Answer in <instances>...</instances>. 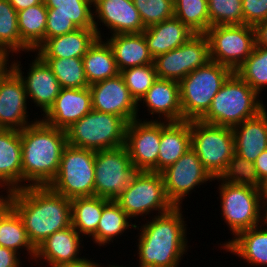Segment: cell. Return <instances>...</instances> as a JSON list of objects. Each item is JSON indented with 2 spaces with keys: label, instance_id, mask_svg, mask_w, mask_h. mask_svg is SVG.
<instances>
[{
  "label": "cell",
  "instance_id": "cell-4",
  "mask_svg": "<svg viewBox=\"0 0 267 267\" xmlns=\"http://www.w3.org/2000/svg\"><path fill=\"white\" fill-rule=\"evenodd\" d=\"M215 180L219 182L221 221L226 223L232 238L261 224L263 202L256 184L241 175Z\"/></svg>",
  "mask_w": 267,
  "mask_h": 267
},
{
  "label": "cell",
  "instance_id": "cell-6",
  "mask_svg": "<svg viewBox=\"0 0 267 267\" xmlns=\"http://www.w3.org/2000/svg\"><path fill=\"white\" fill-rule=\"evenodd\" d=\"M191 148L213 179L235 176L232 127L191 121Z\"/></svg>",
  "mask_w": 267,
  "mask_h": 267
},
{
  "label": "cell",
  "instance_id": "cell-24",
  "mask_svg": "<svg viewBox=\"0 0 267 267\" xmlns=\"http://www.w3.org/2000/svg\"><path fill=\"white\" fill-rule=\"evenodd\" d=\"M0 188L22 189V147L18 130L0 128Z\"/></svg>",
  "mask_w": 267,
  "mask_h": 267
},
{
  "label": "cell",
  "instance_id": "cell-3",
  "mask_svg": "<svg viewBox=\"0 0 267 267\" xmlns=\"http://www.w3.org/2000/svg\"><path fill=\"white\" fill-rule=\"evenodd\" d=\"M22 188L48 186L57 175L67 145L66 130L45 123L41 117L20 131Z\"/></svg>",
  "mask_w": 267,
  "mask_h": 267
},
{
  "label": "cell",
  "instance_id": "cell-53",
  "mask_svg": "<svg viewBox=\"0 0 267 267\" xmlns=\"http://www.w3.org/2000/svg\"><path fill=\"white\" fill-rule=\"evenodd\" d=\"M261 224L267 229V201L262 203Z\"/></svg>",
  "mask_w": 267,
  "mask_h": 267
},
{
  "label": "cell",
  "instance_id": "cell-37",
  "mask_svg": "<svg viewBox=\"0 0 267 267\" xmlns=\"http://www.w3.org/2000/svg\"><path fill=\"white\" fill-rule=\"evenodd\" d=\"M174 17L195 34H205L210 28L208 0H174Z\"/></svg>",
  "mask_w": 267,
  "mask_h": 267
},
{
  "label": "cell",
  "instance_id": "cell-9",
  "mask_svg": "<svg viewBox=\"0 0 267 267\" xmlns=\"http://www.w3.org/2000/svg\"><path fill=\"white\" fill-rule=\"evenodd\" d=\"M115 201L132 220L135 219V223H138L139 217L143 221L174 207L166 196L161 173L153 171H137L130 185Z\"/></svg>",
  "mask_w": 267,
  "mask_h": 267
},
{
  "label": "cell",
  "instance_id": "cell-11",
  "mask_svg": "<svg viewBox=\"0 0 267 267\" xmlns=\"http://www.w3.org/2000/svg\"><path fill=\"white\" fill-rule=\"evenodd\" d=\"M209 40L210 60L235 72L253 52L255 30L250 25L211 26L205 33Z\"/></svg>",
  "mask_w": 267,
  "mask_h": 267
},
{
  "label": "cell",
  "instance_id": "cell-26",
  "mask_svg": "<svg viewBox=\"0 0 267 267\" xmlns=\"http://www.w3.org/2000/svg\"><path fill=\"white\" fill-rule=\"evenodd\" d=\"M191 148V121H160V147L157 172L174 164Z\"/></svg>",
  "mask_w": 267,
  "mask_h": 267
},
{
  "label": "cell",
  "instance_id": "cell-30",
  "mask_svg": "<svg viewBox=\"0 0 267 267\" xmlns=\"http://www.w3.org/2000/svg\"><path fill=\"white\" fill-rule=\"evenodd\" d=\"M127 213L119 206L115 200H108L104 198V208L98 223L97 231L90 237V241L99 247H108L107 245L118 241V238L124 236L128 231L135 228L136 223ZM120 236V237H119Z\"/></svg>",
  "mask_w": 267,
  "mask_h": 267
},
{
  "label": "cell",
  "instance_id": "cell-28",
  "mask_svg": "<svg viewBox=\"0 0 267 267\" xmlns=\"http://www.w3.org/2000/svg\"><path fill=\"white\" fill-rule=\"evenodd\" d=\"M119 72L137 66L154 64L143 33L116 34L106 37Z\"/></svg>",
  "mask_w": 267,
  "mask_h": 267
},
{
  "label": "cell",
  "instance_id": "cell-49",
  "mask_svg": "<svg viewBox=\"0 0 267 267\" xmlns=\"http://www.w3.org/2000/svg\"><path fill=\"white\" fill-rule=\"evenodd\" d=\"M8 1L17 12L27 9L30 6L43 3V0H8Z\"/></svg>",
  "mask_w": 267,
  "mask_h": 267
},
{
  "label": "cell",
  "instance_id": "cell-36",
  "mask_svg": "<svg viewBox=\"0 0 267 267\" xmlns=\"http://www.w3.org/2000/svg\"><path fill=\"white\" fill-rule=\"evenodd\" d=\"M47 15H63L78 28L94 29L92 0H43Z\"/></svg>",
  "mask_w": 267,
  "mask_h": 267
},
{
  "label": "cell",
  "instance_id": "cell-25",
  "mask_svg": "<svg viewBox=\"0 0 267 267\" xmlns=\"http://www.w3.org/2000/svg\"><path fill=\"white\" fill-rule=\"evenodd\" d=\"M218 246L231 255H238L247 266L267 267V229L262 224L240 232L231 240L221 241Z\"/></svg>",
  "mask_w": 267,
  "mask_h": 267
},
{
  "label": "cell",
  "instance_id": "cell-23",
  "mask_svg": "<svg viewBox=\"0 0 267 267\" xmlns=\"http://www.w3.org/2000/svg\"><path fill=\"white\" fill-rule=\"evenodd\" d=\"M139 103H142L141 105L144 107L146 106L147 115L152 116L150 121H183L180 87L177 81L157 79L138 102V113H140L141 107Z\"/></svg>",
  "mask_w": 267,
  "mask_h": 267
},
{
  "label": "cell",
  "instance_id": "cell-45",
  "mask_svg": "<svg viewBox=\"0 0 267 267\" xmlns=\"http://www.w3.org/2000/svg\"><path fill=\"white\" fill-rule=\"evenodd\" d=\"M241 176L256 185L265 178L267 176V150L263 151Z\"/></svg>",
  "mask_w": 267,
  "mask_h": 267
},
{
  "label": "cell",
  "instance_id": "cell-27",
  "mask_svg": "<svg viewBox=\"0 0 267 267\" xmlns=\"http://www.w3.org/2000/svg\"><path fill=\"white\" fill-rule=\"evenodd\" d=\"M97 39L95 29L78 28L47 39L34 53L41 58H82Z\"/></svg>",
  "mask_w": 267,
  "mask_h": 267
},
{
  "label": "cell",
  "instance_id": "cell-7",
  "mask_svg": "<svg viewBox=\"0 0 267 267\" xmlns=\"http://www.w3.org/2000/svg\"><path fill=\"white\" fill-rule=\"evenodd\" d=\"M232 73L228 67L210 60L183 78L179 82L183 120H200Z\"/></svg>",
  "mask_w": 267,
  "mask_h": 267
},
{
  "label": "cell",
  "instance_id": "cell-35",
  "mask_svg": "<svg viewBox=\"0 0 267 267\" xmlns=\"http://www.w3.org/2000/svg\"><path fill=\"white\" fill-rule=\"evenodd\" d=\"M23 52L32 53L21 41L17 11L8 0H0V53L12 58L16 54L20 57Z\"/></svg>",
  "mask_w": 267,
  "mask_h": 267
},
{
  "label": "cell",
  "instance_id": "cell-19",
  "mask_svg": "<svg viewBox=\"0 0 267 267\" xmlns=\"http://www.w3.org/2000/svg\"><path fill=\"white\" fill-rule=\"evenodd\" d=\"M235 148V176L242 175L267 150V108L232 127Z\"/></svg>",
  "mask_w": 267,
  "mask_h": 267
},
{
  "label": "cell",
  "instance_id": "cell-40",
  "mask_svg": "<svg viewBox=\"0 0 267 267\" xmlns=\"http://www.w3.org/2000/svg\"><path fill=\"white\" fill-rule=\"evenodd\" d=\"M120 74L137 103L158 79L154 64L128 68L121 71Z\"/></svg>",
  "mask_w": 267,
  "mask_h": 267
},
{
  "label": "cell",
  "instance_id": "cell-18",
  "mask_svg": "<svg viewBox=\"0 0 267 267\" xmlns=\"http://www.w3.org/2000/svg\"><path fill=\"white\" fill-rule=\"evenodd\" d=\"M92 109L121 117L127 124L140 119L138 103L131 96L122 75L89 86Z\"/></svg>",
  "mask_w": 267,
  "mask_h": 267
},
{
  "label": "cell",
  "instance_id": "cell-12",
  "mask_svg": "<svg viewBox=\"0 0 267 267\" xmlns=\"http://www.w3.org/2000/svg\"><path fill=\"white\" fill-rule=\"evenodd\" d=\"M137 171L125 146L96 151L94 196L115 200Z\"/></svg>",
  "mask_w": 267,
  "mask_h": 267
},
{
  "label": "cell",
  "instance_id": "cell-46",
  "mask_svg": "<svg viewBox=\"0 0 267 267\" xmlns=\"http://www.w3.org/2000/svg\"><path fill=\"white\" fill-rule=\"evenodd\" d=\"M20 257L14 250L0 246V267H22Z\"/></svg>",
  "mask_w": 267,
  "mask_h": 267
},
{
  "label": "cell",
  "instance_id": "cell-2",
  "mask_svg": "<svg viewBox=\"0 0 267 267\" xmlns=\"http://www.w3.org/2000/svg\"><path fill=\"white\" fill-rule=\"evenodd\" d=\"M11 208L21 218L35 248L56 231L72 226L71 199L48 186L13 191Z\"/></svg>",
  "mask_w": 267,
  "mask_h": 267
},
{
  "label": "cell",
  "instance_id": "cell-21",
  "mask_svg": "<svg viewBox=\"0 0 267 267\" xmlns=\"http://www.w3.org/2000/svg\"><path fill=\"white\" fill-rule=\"evenodd\" d=\"M83 237L73 227L56 231L36 247L34 263H47L48 267L73 264L82 261ZM83 243V244H82ZM43 261V262H42Z\"/></svg>",
  "mask_w": 267,
  "mask_h": 267
},
{
  "label": "cell",
  "instance_id": "cell-52",
  "mask_svg": "<svg viewBox=\"0 0 267 267\" xmlns=\"http://www.w3.org/2000/svg\"><path fill=\"white\" fill-rule=\"evenodd\" d=\"M258 190L260 193V197L262 202L267 201V176L263 178L258 184Z\"/></svg>",
  "mask_w": 267,
  "mask_h": 267
},
{
  "label": "cell",
  "instance_id": "cell-29",
  "mask_svg": "<svg viewBox=\"0 0 267 267\" xmlns=\"http://www.w3.org/2000/svg\"><path fill=\"white\" fill-rule=\"evenodd\" d=\"M142 33L154 58L180 47L195 34L176 17L147 27Z\"/></svg>",
  "mask_w": 267,
  "mask_h": 267
},
{
  "label": "cell",
  "instance_id": "cell-41",
  "mask_svg": "<svg viewBox=\"0 0 267 267\" xmlns=\"http://www.w3.org/2000/svg\"><path fill=\"white\" fill-rule=\"evenodd\" d=\"M210 27L243 25L242 0H208Z\"/></svg>",
  "mask_w": 267,
  "mask_h": 267
},
{
  "label": "cell",
  "instance_id": "cell-43",
  "mask_svg": "<svg viewBox=\"0 0 267 267\" xmlns=\"http://www.w3.org/2000/svg\"><path fill=\"white\" fill-rule=\"evenodd\" d=\"M243 24L255 26L267 19V0H242Z\"/></svg>",
  "mask_w": 267,
  "mask_h": 267
},
{
  "label": "cell",
  "instance_id": "cell-15",
  "mask_svg": "<svg viewBox=\"0 0 267 267\" xmlns=\"http://www.w3.org/2000/svg\"><path fill=\"white\" fill-rule=\"evenodd\" d=\"M13 56V60L10 63V68L20 77L22 80L28 102L35 104L37 109L41 110V117L44 115L49 108L54 104L55 99L61 91L60 83L53 74L50 66L38 55H31L33 58L28 64L29 69L25 73L23 64L17 60L18 56ZM15 59V60H14ZM25 73V75H24ZM27 74V75H26ZM39 107V108H38Z\"/></svg>",
  "mask_w": 267,
  "mask_h": 267
},
{
  "label": "cell",
  "instance_id": "cell-17",
  "mask_svg": "<svg viewBox=\"0 0 267 267\" xmlns=\"http://www.w3.org/2000/svg\"><path fill=\"white\" fill-rule=\"evenodd\" d=\"M93 21L100 39H105L101 30L103 25L110 31L108 33L111 34L108 35L142 33L145 30L139 11L132 0H94ZM99 25L102 27L99 28Z\"/></svg>",
  "mask_w": 267,
  "mask_h": 267
},
{
  "label": "cell",
  "instance_id": "cell-34",
  "mask_svg": "<svg viewBox=\"0 0 267 267\" xmlns=\"http://www.w3.org/2000/svg\"><path fill=\"white\" fill-rule=\"evenodd\" d=\"M103 208L104 198L98 196L71 199L72 226L83 238L97 231Z\"/></svg>",
  "mask_w": 267,
  "mask_h": 267
},
{
  "label": "cell",
  "instance_id": "cell-16",
  "mask_svg": "<svg viewBox=\"0 0 267 267\" xmlns=\"http://www.w3.org/2000/svg\"><path fill=\"white\" fill-rule=\"evenodd\" d=\"M135 119L127 124L125 147L138 171L157 172L160 147V121ZM143 120V121H142Z\"/></svg>",
  "mask_w": 267,
  "mask_h": 267
},
{
  "label": "cell",
  "instance_id": "cell-54",
  "mask_svg": "<svg viewBox=\"0 0 267 267\" xmlns=\"http://www.w3.org/2000/svg\"><path fill=\"white\" fill-rule=\"evenodd\" d=\"M104 267H126V265L124 266L123 264L122 265H118L117 263L115 264V263H113V264H111V262H110V264L108 265V263H107V266H106V264H104L103 265ZM129 267V266H128ZM131 267V266H130ZM138 267V266H137Z\"/></svg>",
  "mask_w": 267,
  "mask_h": 267
},
{
  "label": "cell",
  "instance_id": "cell-10",
  "mask_svg": "<svg viewBox=\"0 0 267 267\" xmlns=\"http://www.w3.org/2000/svg\"><path fill=\"white\" fill-rule=\"evenodd\" d=\"M95 153L67 144L57 175L48 187L69 199L94 196Z\"/></svg>",
  "mask_w": 267,
  "mask_h": 267
},
{
  "label": "cell",
  "instance_id": "cell-1",
  "mask_svg": "<svg viewBox=\"0 0 267 267\" xmlns=\"http://www.w3.org/2000/svg\"><path fill=\"white\" fill-rule=\"evenodd\" d=\"M182 210V207H173L166 213L146 218V222L143 220L145 224L139 221L135 226L139 232L135 236L138 237L136 255L139 267H180L190 247L188 225Z\"/></svg>",
  "mask_w": 267,
  "mask_h": 267
},
{
  "label": "cell",
  "instance_id": "cell-31",
  "mask_svg": "<svg viewBox=\"0 0 267 267\" xmlns=\"http://www.w3.org/2000/svg\"><path fill=\"white\" fill-rule=\"evenodd\" d=\"M82 59L89 86L120 73L112 49L105 39L98 38Z\"/></svg>",
  "mask_w": 267,
  "mask_h": 267
},
{
  "label": "cell",
  "instance_id": "cell-38",
  "mask_svg": "<svg viewBox=\"0 0 267 267\" xmlns=\"http://www.w3.org/2000/svg\"><path fill=\"white\" fill-rule=\"evenodd\" d=\"M52 69L61 88L89 87L82 58H42Z\"/></svg>",
  "mask_w": 267,
  "mask_h": 267
},
{
  "label": "cell",
  "instance_id": "cell-32",
  "mask_svg": "<svg viewBox=\"0 0 267 267\" xmlns=\"http://www.w3.org/2000/svg\"><path fill=\"white\" fill-rule=\"evenodd\" d=\"M47 9L43 2L17 12L21 41L33 54L46 41Z\"/></svg>",
  "mask_w": 267,
  "mask_h": 267
},
{
  "label": "cell",
  "instance_id": "cell-44",
  "mask_svg": "<svg viewBox=\"0 0 267 267\" xmlns=\"http://www.w3.org/2000/svg\"><path fill=\"white\" fill-rule=\"evenodd\" d=\"M78 27L63 15H47L46 40L75 31Z\"/></svg>",
  "mask_w": 267,
  "mask_h": 267
},
{
  "label": "cell",
  "instance_id": "cell-48",
  "mask_svg": "<svg viewBox=\"0 0 267 267\" xmlns=\"http://www.w3.org/2000/svg\"><path fill=\"white\" fill-rule=\"evenodd\" d=\"M1 192H5V193L3 194ZM12 193L13 191L8 190V189L3 190V188L0 191V218L11 207Z\"/></svg>",
  "mask_w": 267,
  "mask_h": 267
},
{
  "label": "cell",
  "instance_id": "cell-47",
  "mask_svg": "<svg viewBox=\"0 0 267 267\" xmlns=\"http://www.w3.org/2000/svg\"><path fill=\"white\" fill-rule=\"evenodd\" d=\"M256 45L267 48V19L254 26Z\"/></svg>",
  "mask_w": 267,
  "mask_h": 267
},
{
  "label": "cell",
  "instance_id": "cell-42",
  "mask_svg": "<svg viewBox=\"0 0 267 267\" xmlns=\"http://www.w3.org/2000/svg\"><path fill=\"white\" fill-rule=\"evenodd\" d=\"M145 28L174 17V0H132Z\"/></svg>",
  "mask_w": 267,
  "mask_h": 267
},
{
  "label": "cell",
  "instance_id": "cell-50",
  "mask_svg": "<svg viewBox=\"0 0 267 267\" xmlns=\"http://www.w3.org/2000/svg\"><path fill=\"white\" fill-rule=\"evenodd\" d=\"M92 258L88 259V257L84 258L82 261L73 263V264H64L59 265L57 267H104L102 263L95 262Z\"/></svg>",
  "mask_w": 267,
  "mask_h": 267
},
{
  "label": "cell",
  "instance_id": "cell-8",
  "mask_svg": "<svg viewBox=\"0 0 267 267\" xmlns=\"http://www.w3.org/2000/svg\"><path fill=\"white\" fill-rule=\"evenodd\" d=\"M127 123L119 116L92 109L67 130V144L94 151L125 145Z\"/></svg>",
  "mask_w": 267,
  "mask_h": 267
},
{
  "label": "cell",
  "instance_id": "cell-14",
  "mask_svg": "<svg viewBox=\"0 0 267 267\" xmlns=\"http://www.w3.org/2000/svg\"><path fill=\"white\" fill-rule=\"evenodd\" d=\"M160 173L163 177L166 196L174 207H183L184 199H187V195L189 197L193 191L195 192L194 189L214 181L192 148Z\"/></svg>",
  "mask_w": 267,
  "mask_h": 267
},
{
  "label": "cell",
  "instance_id": "cell-13",
  "mask_svg": "<svg viewBox=\"0 0 267 267\" xmlns=\"http://www.w3.org/2000/svg\"><path fill=\"white\" fill-rule=\"evenodd\" d=\"M209 61L208 37L206 34H194L180 47L156 56L154 66L158 79L180 82Z\"/></svg>",
  "mask_w": 267,
  "mask_h": 267
},
{
  "label": "cell",
  "instance_id": "cell-33",
  "mask_svg": "<svg viewBox=\"0 0 267 267\" xmlns=\"http://www.w3.org/2000/svg\"><path fill=\"white\" fill-rule=\"evenodd\" d=\"M0 246L9 248L21 255H27L28 261L34 260L36 248L30 242L19 215L10 207L0 218ZM22 251V252H21Z\"/></svg>",
  "mask_w": 267,
  "mask_h": 267
},
{
  "label": "cell",
  "instance_id": "cell-22",
  "mask_svg": "<svg viewBox=\"0 0 267 267\" xmlns=\"http://www.w3.org/2000/svg\"><path fill=\"white\" fill-rule=\"evenodd\" d=\"M92 110L89 87L70 89L61 88L54 104L41 118L45 123L67 130Z\"/></svg>",
  "mask_w": 267,
  "mask_h": 267
},
{
  "label": "cell",
  "instance_id": "cell-39",
  "mask_svg": "<svg viewBox=\"0 0 267 267\" xmlns=\"http://www.w3.org/2000/svg\"><path fill=\"white\" fill-rule=\"evenodd\" d=\"M235 73L254 91L261 94L267 88V48L255 45L251 55Z\"/></svg>",
  "mask_w": 267,
  "mask_h": 267
},
{
  "label": "cell",
  "instance_id": "cell-20",
  "mask_svg": "<svg viewBox=\"0 0 267 267\" xmlns=\"http://www.w3.org/2000/svg\"><path fill=\"white\" fill-rule=\"evenodd\" d=\"M28 103L22 80L9 67L0 77V128L21 131L38 120L30 121Z\"/></svg>",
  "mask_w": 267,
  "mask_h": 267
},
{
  "label": "cell",
  "instance_id": "cell-5",
  "mask_svg": "<svg viewBox=\"0 0 267 267\" xmlns=\"http://www.w3.org/2000/svg\"><path fill=\"white\" fill-rule=\"evenodd\" d=\"M260 96L233 72L214 96L210 108L200 121L234 127L266 108L267 105Z\"/></svg>",
  "mask_w": 267,
  "mask_h": 267
},
{
  "label": "cell",
  "instance_id": "cell-51",
  "mask_svg": "<svg viewBox=\"0 0 267 267\" xmlns=\"http://www.w3.org/2000/svg\"><path fill=\"white\" fill-rule=\"evenodd\" d=\"M7 54L0 53V77L10 67V61L12 60Z\"/></svg>",
  "mask_w": 267,
  "mask_h": 267
}]
</instances>
